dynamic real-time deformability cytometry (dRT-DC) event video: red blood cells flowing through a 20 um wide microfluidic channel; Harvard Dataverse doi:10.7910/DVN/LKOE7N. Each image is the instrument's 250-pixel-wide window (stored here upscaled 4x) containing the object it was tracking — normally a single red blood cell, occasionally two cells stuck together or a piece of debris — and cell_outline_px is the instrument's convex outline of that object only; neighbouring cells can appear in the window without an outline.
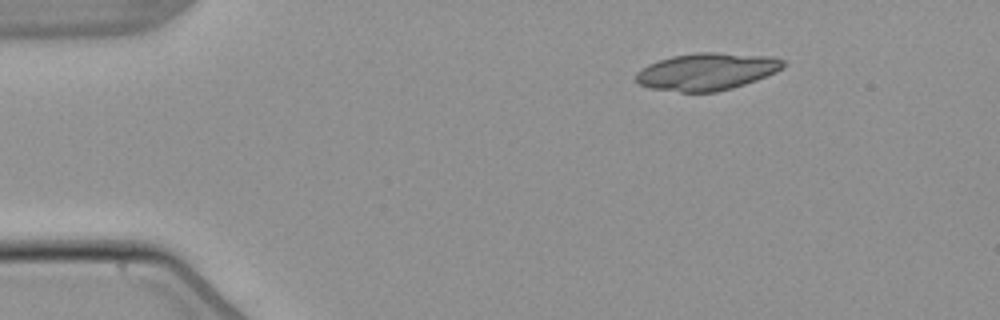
{"species": "common noctule bat (a hibernating species)", "species_latin": "Nyctalus noctula", "temperature_condition": "warm", "stored_images_in_passage": 46, "segment_of_instrument_passage": [1, 2], "camera_frame_rate_fps": 3000, "um_per_image_px": 0.085, "animal": {"sex": "male", "body_mass_g": 21.5, "forearm_length_mm": 52.0}, "frame": {"image": 1, "passage_image": 1, "time_ms": 0.0, "image_size_px": [1000, 320], "cell_outline_px": [[784, 68], [776, 72], [756, 80], [732, 88], [716, 92], [680, 92], [648, 88], [640, 84], [636, 80], [636, 72], [648, 64], [672, 56], [696, 52], [716, 52], [772, 56], [784, 60]], "centroid_in_image_um": [60.08, 6.08], "position_along_channel_um": 24.9, "area_um2": 32.02}}